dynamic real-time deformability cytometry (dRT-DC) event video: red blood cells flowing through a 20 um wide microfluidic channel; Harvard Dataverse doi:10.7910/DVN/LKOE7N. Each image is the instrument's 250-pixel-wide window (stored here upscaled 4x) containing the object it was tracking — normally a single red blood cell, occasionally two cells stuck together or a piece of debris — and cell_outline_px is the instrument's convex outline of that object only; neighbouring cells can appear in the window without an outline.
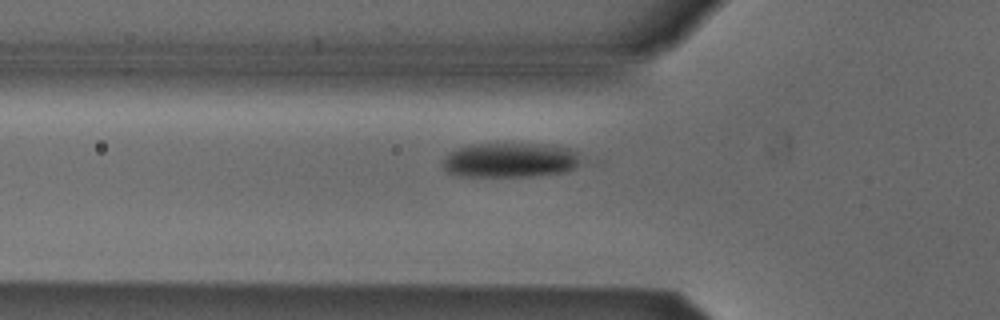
{"species": "Egyptian fruit bat (a non-hibernating species)", "species_latin": "Rousettus aegyptiacus", "temperature_condition": "cold", "stored_images_in_passage": 5, "camera_frame_rate_fps": 3000, "um_per_image_px": 0.085, "animal": {"sex": "male"}, "frame": {"image": 1, "passage_image": 5, "time_ms": 1.333, "image_size_px": [1000, 320], "cell_outline_px": [[584, 160], [568, 172], [528, 176], [460, 176], [448, 172], [444, 168], [444, 160], [452, 152], [460, 148], [472, 144], [540, 144], [564, 148], [576, 152]], "centroid_in_image_um": [43.41, 13.62], "position_along_channel_um": 82.4, "area_um2": 27.51}}